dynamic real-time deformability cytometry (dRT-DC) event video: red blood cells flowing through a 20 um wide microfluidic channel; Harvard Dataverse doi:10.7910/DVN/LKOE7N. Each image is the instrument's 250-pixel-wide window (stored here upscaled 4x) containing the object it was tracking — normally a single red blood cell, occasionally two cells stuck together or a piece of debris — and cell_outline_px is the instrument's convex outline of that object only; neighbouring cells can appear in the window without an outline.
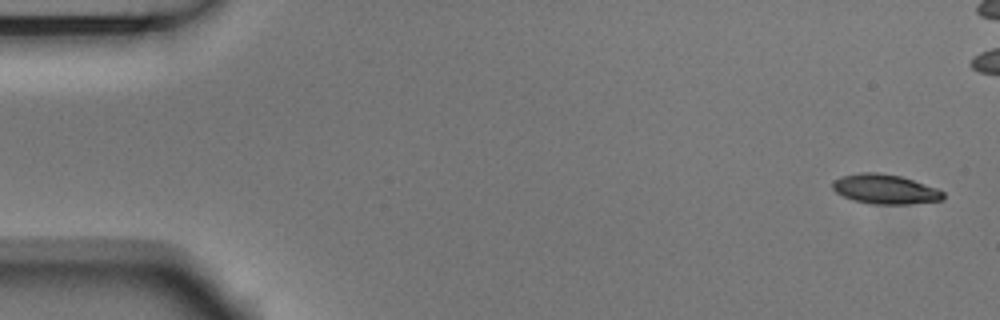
{"species": "Egyptian fruit bat (a non-hibernating species)", "species_latin": "Rousettus aegyptiacus", "temperature_condition": "room temperature", "stored_images_in_passage": 6, "camera_frame_rate_fps": 3000, "um_per_image_px": 0.085, "animal": {"sex": "male"}, "frame": {"image": 1, "passage_image": 1, "time_ms": 0.0, "image_size_px": [1000, 320], "cell_outline_px": [[944, 200], [908, 204], [872, 204], [856, 200], [844, 196], [836, 192], [832, 188], [832, 184], [836, 180], [844, 176], [860, 172], [876, 172], [900, 176], [936, 188], [944, 192]], "centroid_in_image_um": [75.26, 16.08], "position_along_channel_um": 9.7, "area_um2": 18.79}}